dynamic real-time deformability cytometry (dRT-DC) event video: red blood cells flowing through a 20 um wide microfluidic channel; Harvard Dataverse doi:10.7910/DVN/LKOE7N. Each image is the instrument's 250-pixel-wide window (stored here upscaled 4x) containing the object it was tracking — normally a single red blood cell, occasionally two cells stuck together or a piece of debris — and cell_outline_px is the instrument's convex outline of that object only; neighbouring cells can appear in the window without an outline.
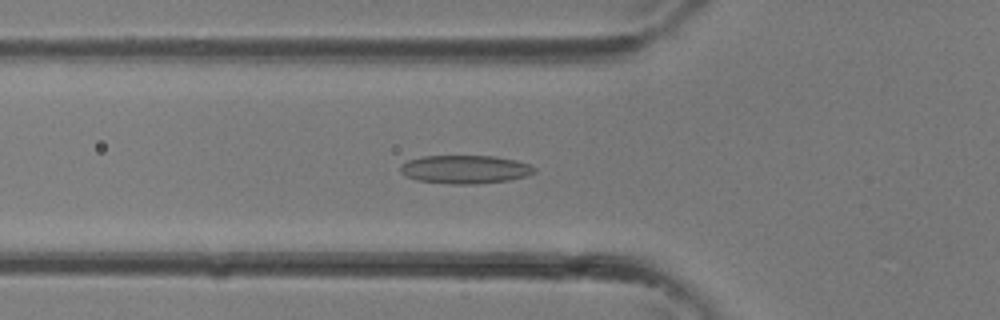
{"species": "common noctule bat (a hibernating species)", "species_latin": "Nyctalus noctula", "temperature_condition": "room temperature", "stored_images_in_passage": 29, "camera_frame_rate_fps": 3000, "um_per_image_px": 0.085, "animal": {"sex": "female"}, "frame": {"image": 1, "passage_image": 7, "time_ms": 2.0, "image_size_px": [1000, 320], "cell_outline_px": [[536, 172], [528, 176], [508, 180], [476, 184], [452, 184], [416, 180], [404, 176], [400, 172], [400, 164], [408, 160], [420, 156], [496, 156], [516, 160], [528, 164], [536, 168]], "centroid_in_image_um": [39.51, 14.39], "position_along_channel_um": 86.3, "area_um2": 22.37}}
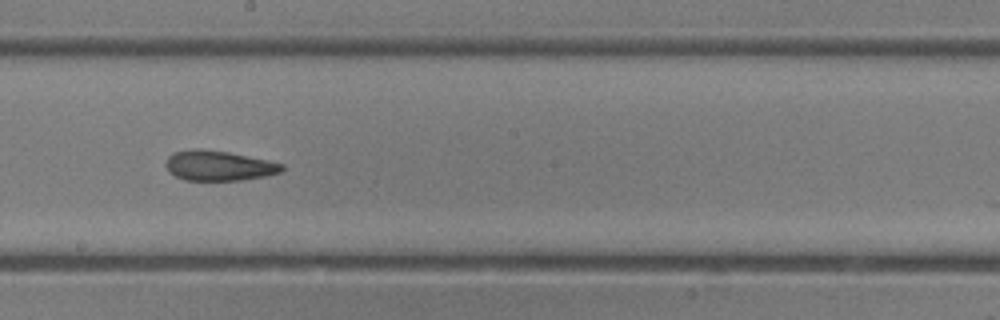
{"frame": {"image": 2, "passage_image": 14, "time_ms": 4.333, "image_size_px": [1000, 320], "cell_outline_px": [[284, 168], [280, 172], [264, 176], [240, 180], [184, 180], [168, 172], [164, 164], [168, 156], [172, 152], [200, 148], [228, 152], [268, 160], [284, 164]], "centroid_in_image_um": [18.55, 14.07], "position_along_channel_um": 229.6, "area_um2": 20.35}}
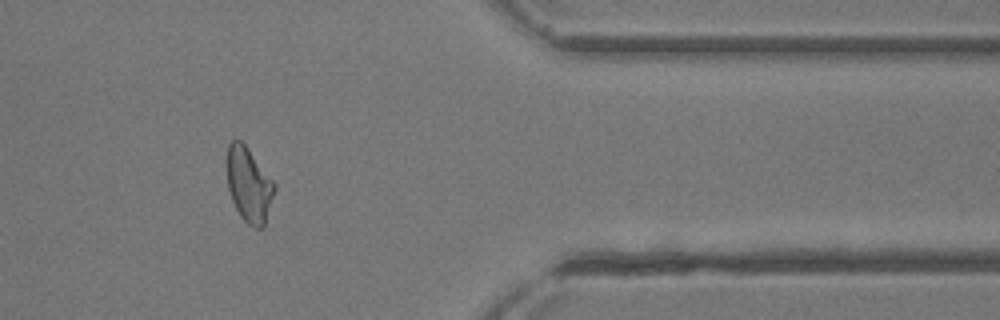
{"frame": {"image": 3, "passage_image": 23, "time_ms": 7.333, "image_size_px": [1000, 320], "cell_outline_px": [[276, 188], [264, 228], [256, 228], [248, 224], [240, 216], [232, 200], [228, 188], [228, 144], [232, 140], [240, 140], [248, 148], [276, 184]], "centroid_in_image_um": [21.19, 15.73], "position_along_channel_um": 390.2, "area_um2": 20.52}}